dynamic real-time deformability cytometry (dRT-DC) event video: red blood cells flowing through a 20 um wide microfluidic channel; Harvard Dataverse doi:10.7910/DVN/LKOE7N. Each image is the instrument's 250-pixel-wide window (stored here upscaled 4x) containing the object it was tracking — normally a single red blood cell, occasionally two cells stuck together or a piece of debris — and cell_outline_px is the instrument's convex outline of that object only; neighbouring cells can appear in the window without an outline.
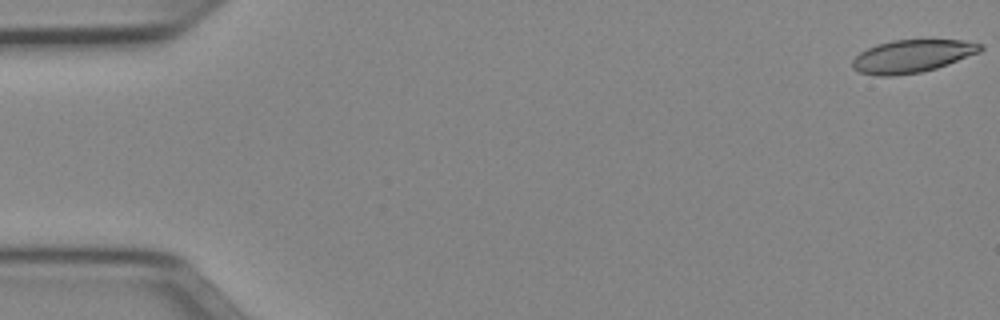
{"species": "Egyptian fruit bat (a non-hibernating species)", "species_latin": "Rousettus aegyptiacus", "temperature_condition": "cold", "stored_images_in_passage": 51, "camera_frame_rate_fps": 3000, "um_per_image_px": 0.085, "animal": {"sex": "female"}, "frame": {"image": 1, "passage_image": 1, "time_ms": 0.0, "image_size_px": [1000, 320], "cell_outline_px": [[984, 48], [980, 52], [948, 64], [936, 68], [920, 72], [892, 76], [876, 76], [860, 72], [852, 68], [852, 60], [860, 52], [876, 44], [892, 40], [960, 40], [984, 44]], "centroid_in_image_um": [77.52, 4.77], "position_along_channel_um": 7.5, "area_um2": 24.45}}
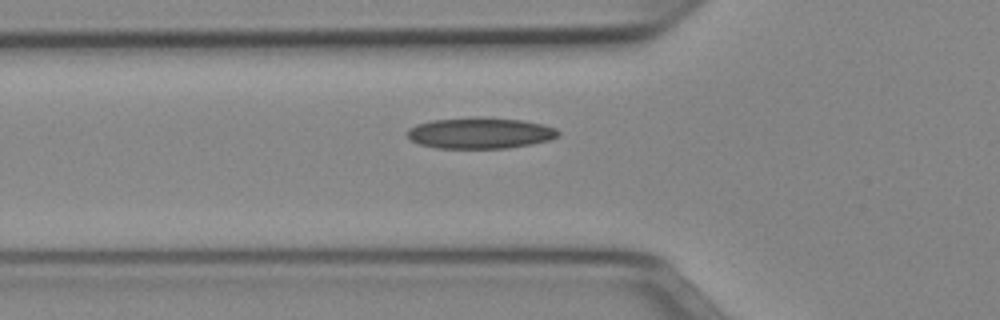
{"frame": {"image": 2, "passage_image": 18, "time_ms": 5.667, "image_size_px": [1000, 320], "cell_outline_px": [[560, 136], [548, 140], [532, 144], [508, 148], [436, 148], [420, 144], [412, 140], [408, 136], [408, 128], [416, 124], [432, 120], [476, 116], [480, 116], [520, 120], [544, 124], [556, 128], [560, 132]], "centroid_in_image_um": [40.83, 11.3], "position_along_channel_um": 85.0, "area_um2": 27.57}}
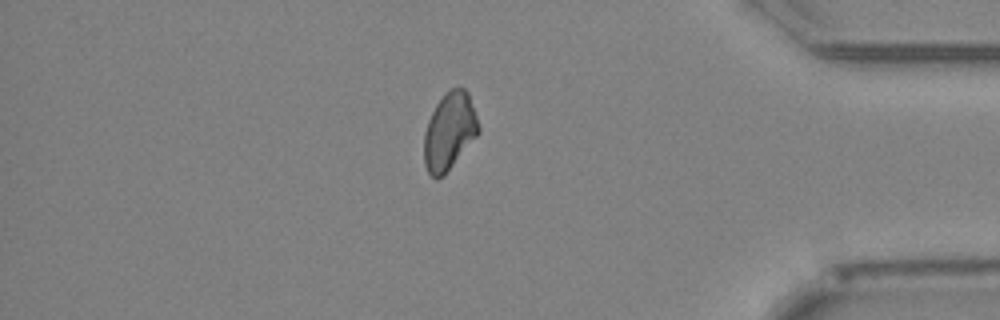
{"frame": {"image": 3, "passage_image": 44, "time_ms": 14.333, "image_size_px": [1000, 320], "cell_outline_px": [[480, 132], [444, 176], [436, 180], [428, 172], [424, 164], [424, 132], [428, 120], [436, 104], [444, 92], [452, 88], [464, 88], [468, 92], [480, 128]], "centroid_in_image_um": [38.19, 11.18], "position_along_channel_um": 397.0, "area_um2": 24.62}, "authors_computed_cell_mechanics": {"area_um2": 25.3164, "velocity_mm_per_s": 3.9491, "shape_relaxation_time_tau1_ms": null, "shape_relaxation_time_tau2_ms": 6.6794, "deformation_change_tau1": null, "deformation_change_tau2": 0.1472}}